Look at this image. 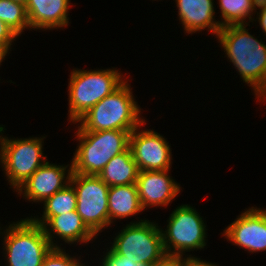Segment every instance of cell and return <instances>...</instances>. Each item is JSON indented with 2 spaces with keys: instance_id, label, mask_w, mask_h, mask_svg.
Listing matches in <instances>:
<instances>
[{
  "instance_id": "1",
  "label": "cell",
  "mask_w": 266,
  "mask_h": 266,
  "mask_svg": "<svg viewBox=\"0 0 266 266\" xmlns=\"http://www.w3.org/2000/svg\"><path fill=\"white\" fill-rule=\"evenodd\" d=\"M250 24L222 27L215 38L224 58L234 66L241 81L250 87L256 102H266V42L251 34Z\"/></svg>"
},
{
  "instance_id": "2",
  "label": "cell",
  "mask_w": 266,
  "mask_h": 266,
  "mask_svg": "<svg viewBox=\"0 0 266 266\" xmlns=\"http://www.w3.org/2000/svg\"><path fill=\"white\" fill-rule=\"evenodd\" d=\"M130 80L131 76L74 123L75 131H133L143 123V110L135 99Z\"/></svg>"
},
{
  "instance_id": "3",
  "label": "cell",
  "mask_w": 266,
  "mask_h": 266,
  "mask_svg": "<svg viewBox=\"0 0 266 266\" xmlns=\"http://www.w3.org/2000/svg\"><path fill=\"white\" fill-rule=\"evenodd\" d=\"M129 77L128 72L122 73L115 67L94 70L72 68L67 87V120L70 125L76 123L107 95L112 94Z\"/></svg>"
},
{
  "instance_id": "4",
  "label": "cell",
  "mask_w": 266,
  "mask_h": 266,
  "mask_svg": "<svg viewBox=\"0 0 266 266\" xmlns=\"http://www.w3.org/2000/svg\"><path fill=\"white\" fill-rule=\"evenodd\" d=\"M0 223L1 249L5 266H41L53 248L41 225L31 218Z\"/></svg>"
},
{
  "instance_id": "5",
  "label": "cell",
  "mask_w": 266,
  "mask_h": 266,
  "mask_svg": "<svg viewBox=\"0 0 266 266\" xmlns=\"http://www.w3.org/2000/svg\"><path fill=\"white\" fill-rule=\"evenodd\" d=\"M132 131H76L72 163L73 173L98 176L107 163L130 147Z\"/></svg>"
},
{
  "instance_id": "6",
  "label": "cell",
  "mask_w": 266,
  "mask_h": 266,
  "mask_svg": "<svg viewBox=\"0 0 266 266\" xmlns=\"http://www.w3.org/2000/svg\"><path fill=\"white\" fill-rule=\"evenodd\" d=\"M0 125V167L6 181L15 192L47 160L44 154V139L47 135L26 138L8 137Z\"/></svg>"
},
{
  "instance_id": "7",
  "label": "cell",
  "mask_w": 266,
  "mask_h": 266,
  "mask_svg": "<svg viewBox=\"0 0 266 266\" xmlns=\"http://www.w3.org/2000/svg\"><path fill=\"white\" fill-rule=\"evenodd\" d=\"M136 220L123 225L112 237L110 248L120 256L135 263L154 265L166 254L163 247L161 226L156 220L135 217ZM140 219V220H139ZM159 225V226H158Z\"/></svg>"
},
{
  "instance_id": "8",
  "label": "cell",
  "mask_w": 266,
  "mask_h": 266,
  "mask_svg": "<svg viewBox=\"0 0 266 266\" xmlns=\"http://www.w3.org/2000/svg\"><path fill=\"white\" fill-rule=\"evenodd\" d=\"M190 204L178 205L167 219L166 228L161 227L166 255L192 256L195 250L207 249V223Z\"/></svg>"
},
{
  "instance_id": "9",
  "label": "cell",
  "mask_w": 266,
  "mask_h": 266,
  "mask_svg": "<svg viewBox=\"0 0 266 266\" xmlns=\"http://www.w3.org/2000/svg\"><path fill=\"white\" fill-rule=\"evenodd\" d=\"M70 184L77 196V213L98 238L109 227V186L98 176L79 173H72Z\"/></svg>"
},
{
  "instance_id": "10",
  "label": "cell",
  "mask_w": 266,
  "mask_h": 266,
  "mask_svg": "<svg viewBox=\"0 0 266 266\" xmlns=\"http://www.w3.org/2000/svg\"><path fill=\"white\" fill-rule=\"evenodd\" d=\"M146 120L130 134V149L139 171H165L171 169V144L164 135L144 128ZM144 129H143V128Z\"/></svg>"
},
{
  "instance_id": "11",
  "label": "cell",
  "mask_w": 266,
  "mask_h": 266,
  "mask_svg": "<svg viewBox=\"0 0 266 266\" xmlns=\"http://www.w3.org/2000/svg\"><path fill=\"white\" fill-rule=\"evenodd\" d=\"M221 234L232 246L249 254L266 251V208H245Z\"/></svg>"
},
{
  "instance_id": "12",
  "label": "cell",
  "mask_w": 266,
  "mask_h": 266,
  "mask_svg": "<svg viewBox=\"0 0 266 266\" xmlns=\"http://www.w3.org/2000/svg\"><path fill=\"white\" fill-rule=\"evenodd\" d=\"M72 173V163L60 165L47 160L15 192L26 202L40 205L66 187L70 183Z\"/></svg>"
},
{
  "instance_id": "13",
  "label": "cell",
  "mask_w": 266,
  "mask_h": 266,
  "mask_svg": "<svg viewBox=\"0 0 266 266\" xmlns=\"http://www.w3.org/2000/svg\"><path fill=\"white\" fill-rule=\"evenodd\" d=\"M30 218L36 224L43 227L45 235L49 239L53 248H61L64 244L65 246L76 244L75 247L77 245H81L82 247L85 244H93L97 239V237L84 224L81 216L76 210L57 216L39 217V215H31ZM60 241L64 244L60 243Z\"/></svg>"
},
{
  "instance_id": "14",
  "label": "cell",
  "mask_w": 266,
  "mask_h": 266,
  "mask_svg": "<svg viewBox=\"0 0 266 266\" xmlns=\"http://www.w3.org/2000/svg\"><path fill=\"white\" fill-rule=\"evenodd\" d=\"M165 171H139L136 181L138 196L144 210L168 207L181 194L182 187Z\"/></svg>"
},
{
  "instance_id": "15",
  "label": "cell",
  "mask_w": 266,
  "mask_h": 266,
  "mask_svg": "<svg viewBox=\"0 0 266 266\" xmlns=\"http://www.w3.org/2000/svg\"><path fill=\"white\" fill-rule=\"evenodd\" d=\"M176 4L179 24L184 34L202 33L207 30L217 36L222 28L219 20L215 19V0H173Z\"/></svg>"
},
{
  "instance_id": "16",
  "label": "cell",
  "mask_w": 266,
  "mask_h": 266,
  "mask_svg": "<svg viewBox=\"0 0 266 266\" xmlns=\"http://www.w3.org/2000/svg\"><path fill=\"white\" fill-rule=\"evenodd\" d=\"M71 5V0H28L25 6L31 31L67 28Z\"/></svg>"
},
{
  "instance_id": "17",
  "label": "cell",
  "mask_w": 266,
  "mask_h": 266,
  "mask_svg": "<svg viewBox=\"0 0 266 266\" xmlns=\"http://www.w3.org/2000/svg\"><path fill=\"white\" fill-rule=\"evenodd\" d=\"M109 227L117 220L128 219L129 217L142 214V208L138 196L136 184L112 186L108 192ZM142 212V213H141Z\"/></svg>"
},
{
  "instance_id": "18",
  "label": "cell",
  "mask_w": 266,
  "mask_h": 266,
  "mask_svg": "<svg viewBox=\"0 0 266 266\" xmlns=\"http://www.w3.org/2000/svg\"><path fill=\"white\" fill-rule=\"evenodd\" d=\"M139 169L134 161L130 147L121 154L114 156L98 177L109 187L136 184Z\"/></svg>"
},
{
  "instance_id": "19",
  "label": "cell",
  "mask_w": 266,
  "mask_h": 266,
  "mask_svg": "<svg viewBox=\"0 0 266 266\" xmlns=\"http://www.w3.org/2000/svg\"><path fill=\"white\" fill-rule=\"evenodd\" d=\"M258 0H218L221 27L250 24L255 15Z\"/></svg>"
},
{
  "instance_id": "20",
  "label": "cell",
  "mask_w": 266,
  "mask_h": 266,
  "mask_svg": "<svg viewBox=\"0 0 266 266\" xmlns=\"http://www.w3.org/2000/svg\"><path fill=\"white\" fill-rule=\"evenodd\" d=\"M40 216H57L76 210L77 196L74 187L69 183L62 190L57 191L43 203Z\"/></svg>"
},
{
  "instance_id": "21",
  "label": "cell",
  "mask_w": 266,
  "mask_h": 266,
  "mask_svg": "<svg viewBox=\"0 0 266 266\" xmlns=\"http://www.w3.org/2000/svg\"><path fill=\"white\" fill-rule=\"evenodd\" d=\"M0 20L6 23L19 37L24 30H31L26 6L13 0H0Z\"/></svg>"
},
{
  "instance_id": "22",
  "label": "cell",
  "mask_w": 266,
  "mask_h": 266,
  "mask_svg": "<svg viewBox=\"0 0 266 266\" xmlns=\"http://www.w3.org/2000/svg\"><path fill=\"white\" fill-rule=\"evenodd\" d=\"M65 248L64 246L61 248H52L44 258L41 266H87L88 261L83 263V256H78L77 252L75 255L71 252L70 255L69 251L67 252Z\"/></svg>"
},
{
  "instance_id": "23",
  "label": "cell",
  "mask_w": 266,
  "mask_h": 266,
  "mask_svg": "<svg viewBox=\"0 0 266 266\" xmlns=\"http://www.w3.org/2000/svg\"><path fill=\"white\" fill-rule=\"evenodd\" d=\"M103 251V255L98 260V266H153L146 263H135L125 256L117 255L109 246ZM106 251V252H105ZM102 262H101V261Z\"/></svg>"
},
{
  "instance_id": "24",
  "label": "cell",
  "mask_w": 266,
  "mask_h": 266,
  "mask_svg": "<svg viewBox=\"0 0 266 266\" xmlns=\"http://www.w3.org/2000/svg\"><path fill=\"white\" fill-rule=\"evenodd\" d=\"M19 39V36L9 26L0 20V46L5 47L9 52L12 51L14 41Z\"/></svg>"
},
{
  "instance_id": "25",
  "label": "cell",
  "mask_w": 266,
  "mask_h": 266,
  "mask_svg": "<svg viewBox=\"0 0 266 266\" xmlns=\"http://www.w3.org/2000/svg\"><path fill=\"white\" fill-rule=\"evenodd\" d=\"M255 14L257 15H254L252 19V23L254 22L256 24L258 22L259 24L258 26L261 29V33L262 34L264 33L263 37L265 39L266 38L265 37L266 36V0H258Z\"/></svg>"
},
{
  "instance_id": "26",
  "label": "cell",
  "mask_w": 266,
  "mask_h": 266,
  "mask_svg": "<svg viewBox=\"0 0 266 266\" xmlns=\"http://www.w3.org/2000/svg\"><path fill=\"white\" fill-rule=\"evenodd\" d=\"M182 266H219L217 263H213L210 261H206L205 259L199 258L196 255L192 256H183V264Z\"/></svg>"
},
{
  "instance_id": "27",
  "label": "cell",
  "mask_w": 266,
  "mask_h": 266,
  "mask_svg": "<svg viewBox=\"0 0 266 266\" xmlns=\"http://www.w3.org/2000/svg\"><path fill=\"white\" fill-rule=\"evenodd\" d=\"M183 256L165 255L160 261L153 266H182Z\"/></svg>"
},
{
  "instance_id": "28",
  "label": "cell",
  "mask_w": 266,
  "mask_h": 266,
  "mask_svg": "<svg viewBox=\"0 0 266 266\" xmlns=\"http://www.w3.org/2000/svg\"><path fill=\"white\" fill-rule=\"evenodd\" d=\"M11 52H9L5 47L0 46V67L3 64L2 62H4L6 60V56H9ZM1 80V79H0Z\"/></svg>"
},
{
  "instance_id": "29",
  "label": "cell",
  "mask_w": 266,
  "mask_h": 266,
  "mask_svg": "<svg viewBox=\"0 0 266 266\" xmlns=\"http://www.w3.org/2000/svg\"><path fill=\"white\" fill-rule=\"evenodd\" d=\"M13 1H15V2H19V3H22V4H24V5H26L27 2H28V0H13Z\"/></svg>"
}]
</instances>
